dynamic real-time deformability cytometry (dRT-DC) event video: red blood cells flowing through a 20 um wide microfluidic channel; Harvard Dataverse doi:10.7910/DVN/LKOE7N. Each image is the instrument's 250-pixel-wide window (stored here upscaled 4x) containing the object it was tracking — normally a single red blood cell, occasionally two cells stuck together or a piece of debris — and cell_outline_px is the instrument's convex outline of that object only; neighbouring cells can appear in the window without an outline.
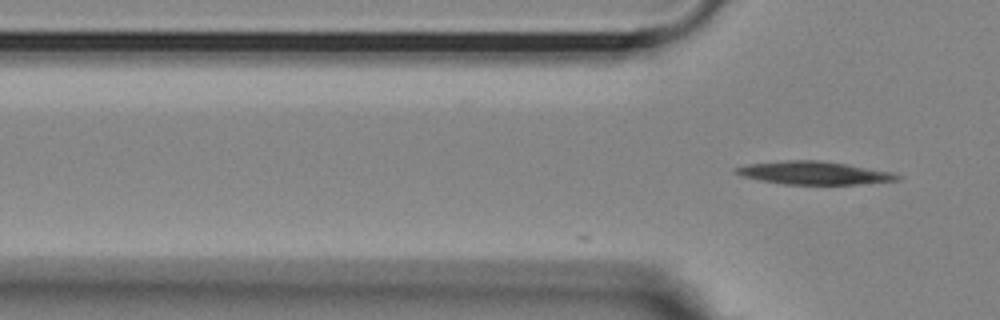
{"species": "Egyptian fruit bat (a non-hibernating species)", "species_latin": "Rousettus aegyptiacus", "temperature_condition": "room temperature", "stored_images_in_passage": 4, "camera_frame_rate_fps": 3000, "um_per_image_px": 0.085, "animal": {"sex": "female"}, "frame": {"image": 1, "passage_image": 4, "time_ms": 1.0, "image_size_px": [1000, 320], "cell_outline_px": [[900, 180], [856, 184], [784, 184], [760, 180], [744, 176], [732, 172], [732, 168], [748, 164], [784, 160], [820, 160], [892, 172], [900, 176]], "centroid_in_image_um": [69.13, 14.69], "position_along_channel_um": 56.7, "area_um2": 21.44}}